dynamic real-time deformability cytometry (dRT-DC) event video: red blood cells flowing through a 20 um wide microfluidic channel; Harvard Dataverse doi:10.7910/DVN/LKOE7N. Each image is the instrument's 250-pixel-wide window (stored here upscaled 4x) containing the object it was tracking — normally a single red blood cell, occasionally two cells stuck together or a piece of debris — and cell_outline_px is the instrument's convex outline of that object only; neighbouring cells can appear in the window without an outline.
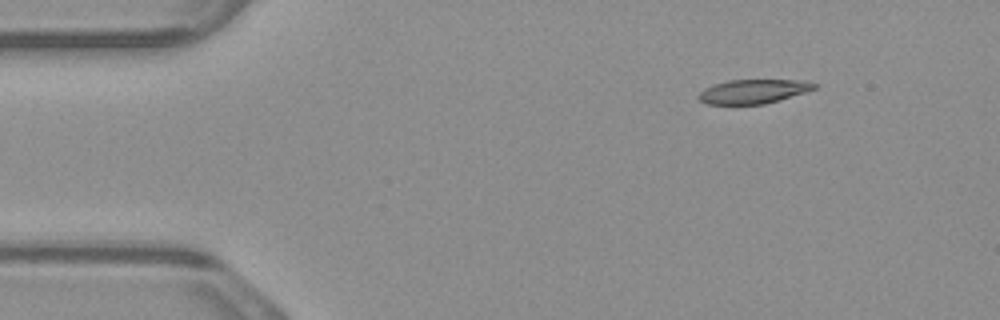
{"species": "common noctule bat (a hibernating species)", "species_latin": "Nyctalus noctula", "temperature_condition": "warm", "stored_images_in_passage": 47, "camera_frame_rate_fps": 3000, "um_per_image_px": 0.085, "animal": {"sex": "male", "body_mass_g": 23.1, "forearm_length_mm": 52.7}, "frame": {"image": 1, "passage_image": 1, "time_ms": 0.0, "image_size_px": [1000, 320], "cell_outline_px": [[820, 84], [816, 88], [780, 100], [764, 104], [708, 104], [700, 100], [696, 96], [704, 88], [728, 80], [804, 80]], "centroid_in_image_um": [64.05, 7.77], "position_along_channel_um": 20.9, "area_um2": 16.24}}
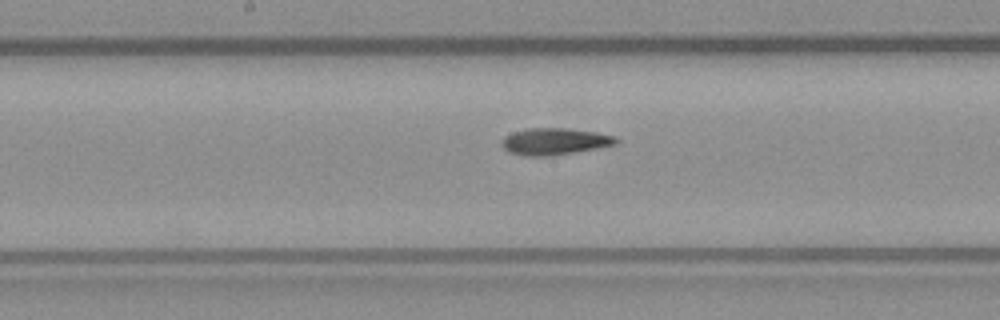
{"frame": {"image": 2, "passage_image": 21, "time_ms": 6.667, "image_size_px": [1000, 320], "cell_outline_px": [[620, 140], [616, 144], [596, 148], [552, 156], [528, 156], [508, 152], [500, 144], [504, 136], [512, 132], [528, 128], [564, 128], [596, 132], [616, 136]], "centroid_in_image_um": [47.12, 12.02], "position_along_channel_um": 201.1, "area_um2": 17.86}}
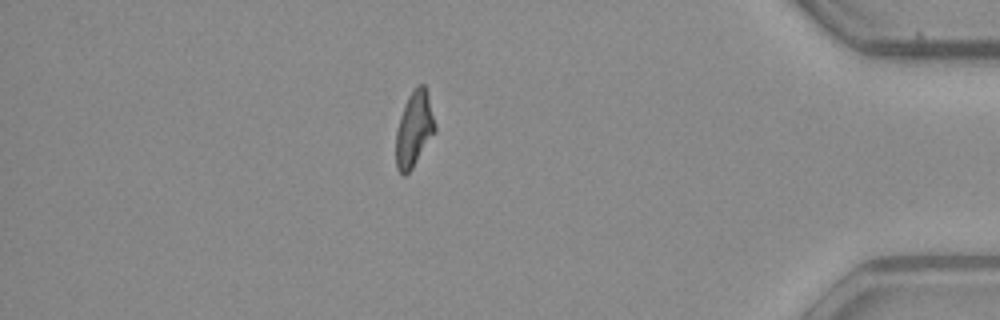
{"frame": {"image": 3, "passage_image": 40, "time_ms": 13.0, "image_size_px": [1000, 320], "cell_outline_px": [[436, 132], [412, 168], [404, 176], [396, 168], [396, 132], [400, 116], [404, 104], [408, 96], [420, 84], [424, 84], [428, 92], [436, 124]], "centroid_in_image_um": [35.22, 10.97], "position_along_channel_um": 400.0, "area_um2": 17.22}}